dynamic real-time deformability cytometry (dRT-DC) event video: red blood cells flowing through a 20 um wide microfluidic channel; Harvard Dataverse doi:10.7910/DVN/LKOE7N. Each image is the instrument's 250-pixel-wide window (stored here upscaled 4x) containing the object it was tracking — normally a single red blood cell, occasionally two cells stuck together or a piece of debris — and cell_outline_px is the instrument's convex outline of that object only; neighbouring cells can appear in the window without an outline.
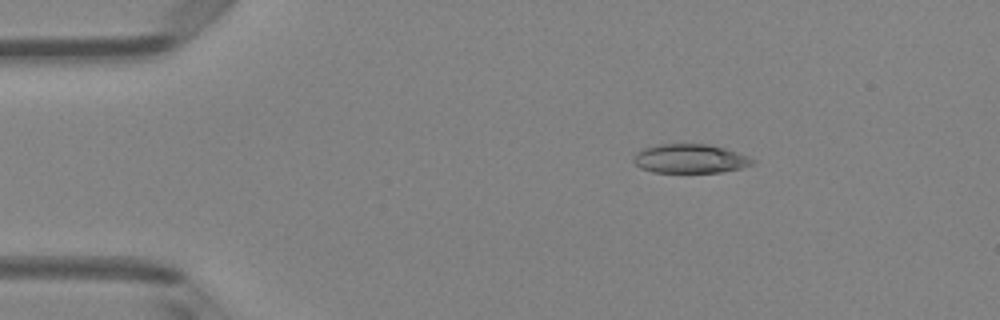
{"species": "Egyptian fruit bat (a non-hibernating species)", "species_latin": "Rousettus aegyptiacus", "temperature_condition": "room temperature", "stored_images_in_passage": 6, "camera_frame_rate_fps": 3000, "um_per_image_px": 0.085, "animal": {"sex": "female"}, "frame": {"image": 1, "passage_image": 3, "time_ms": 2.333, "image_size_px": [1000, 320], "cell_outline_px": [[756, 164], [740, 168], [720, 172], [652, 172], [640, 168], [632, 160], [636, 152], [644, 148], [656, 144], [708, 144], [724, 148], [748, 156], [756, 160]], "centroid_in_image_um": [58.65, 13.48], "position_along_channel_um": 26.3, "area_um2": 20.17}}
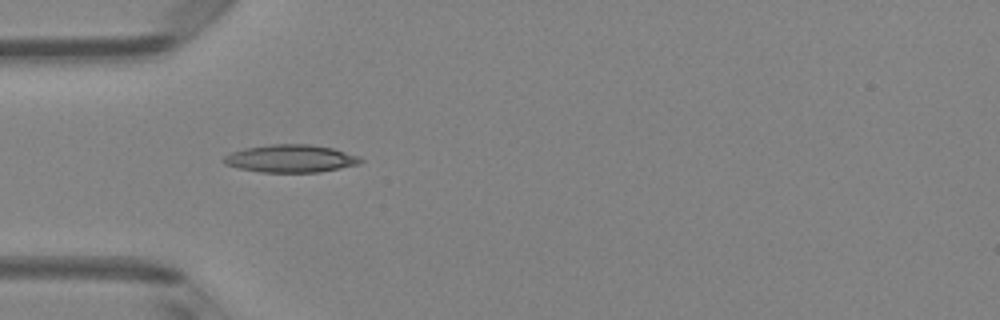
{"frame": {"image": 2, "passage_image": 5, "time_ms": 4.667, "image_size_px": [1000, 320], "cell_outline_px": [[364, 160], [360, 164], [320, 172], [260, 172], [240, 168], [224, 164], [220, 160], [224, 156], [232, 152], [244, 148], [272, 144], [312, 144], [332, 148], [360, 156]], "centroid_in_image_um": [24.71, 13.47], "position_along_channel_um": 60.3, "area_um2": 22.2}}
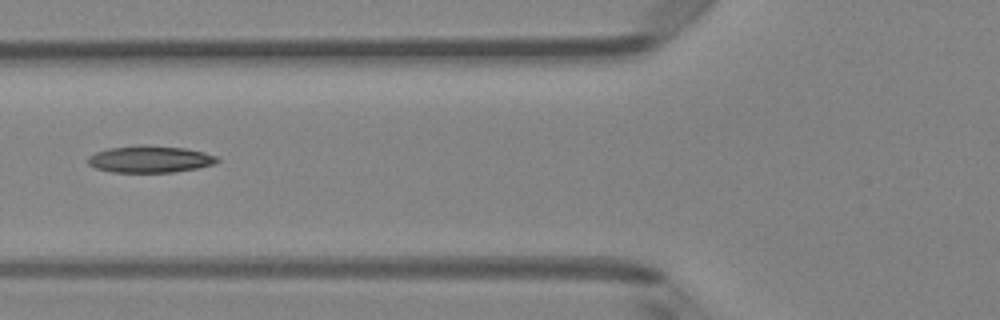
{"frame": {"image": 3, "passage_image": 6, "time_ms": 6.0, "image_size_px": [1000, 320], "cell_outline_px": [[220, 160], [216, 164], [196, 168], [172, 172], [112, 172], [96, 168], [88, 164], [88, 156], [96, 152], [108, 148], [184, 148], [204, 152], [216, 156]], "centroid_in_image_um": [12.77, 13.58], "position_along_channel_um": 113.0, "area_um2": 19.19}}